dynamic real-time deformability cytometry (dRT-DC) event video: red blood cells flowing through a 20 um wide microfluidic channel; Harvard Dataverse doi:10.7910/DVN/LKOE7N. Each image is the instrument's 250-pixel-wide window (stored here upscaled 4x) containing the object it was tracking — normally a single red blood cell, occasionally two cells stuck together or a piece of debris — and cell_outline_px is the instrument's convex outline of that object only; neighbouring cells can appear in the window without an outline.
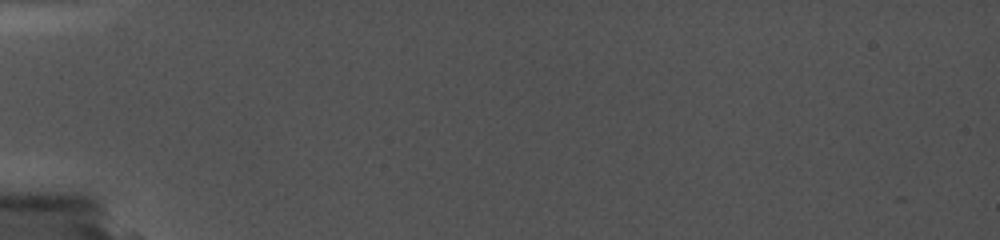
{"species": "common noctule bat (a hibernating species)", "species_latin": "Nyctalus noctula", "temperature_condition": "cold", "stored_images_in_passage": 4, "camera_frame_rate_fps": 5000, "um_per_image_px": 0.085, "animal": {"sex": "female", "body_mass_g": 19.0, "forearm_length_mm": 56.7}, "frame": {"image": 1, "passage_image": 3, "time_ms": 1.6, "image_size_px": [1000, 240], "cell_outline_px": [[688, 136], [636, 140], [540, 136], [532, 132], [532, 128], [552, 124], [656, 128], [688, 132]], "centroid_in_image_um": [51.49, 11.24], "position_along_channel_um": 33.5, "area_um2": 12.37}}